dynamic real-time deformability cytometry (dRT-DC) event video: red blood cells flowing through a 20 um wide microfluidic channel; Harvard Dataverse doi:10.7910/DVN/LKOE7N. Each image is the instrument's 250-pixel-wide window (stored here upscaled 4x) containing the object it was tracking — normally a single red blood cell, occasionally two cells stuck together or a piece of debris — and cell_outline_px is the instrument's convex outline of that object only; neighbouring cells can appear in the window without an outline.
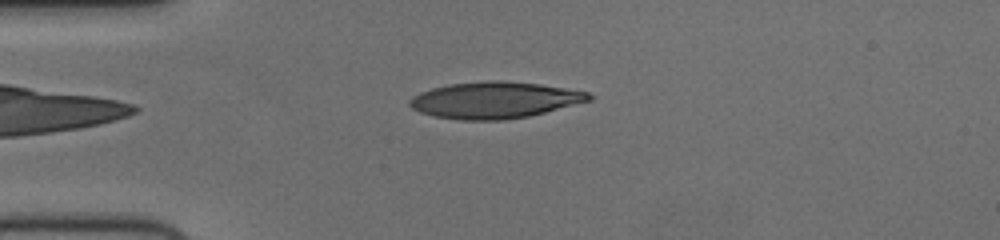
{"species": "human", "species_latin": "Homo sapiens", "temperature_condition": "cold", "stored_images_in_passage": 43, "camera_frame_rate_fps": 3000, "um_per_image_px": 0.085, "donor": {"sex": "female"}, "frame": {"image": 1, "passage_image": 2, "time_ms": 0.333, "image_size_px": [1000, 240], "cell_outline_px": [[596, 96], [592, 100], [528, 116], [504, 120], [464, 120], [436, 116], [420, 112], [412, 108], [408, 104], [408, 100], [412, 96], [420, 92], [432, 88], [448, 84], [488, 80], [500, 80], [540, 84], [588, 92]], "centroid_in_image_um": [42.04, 8.5], "position_along_channel_um": 43.0, "area_um2": 38.09}}
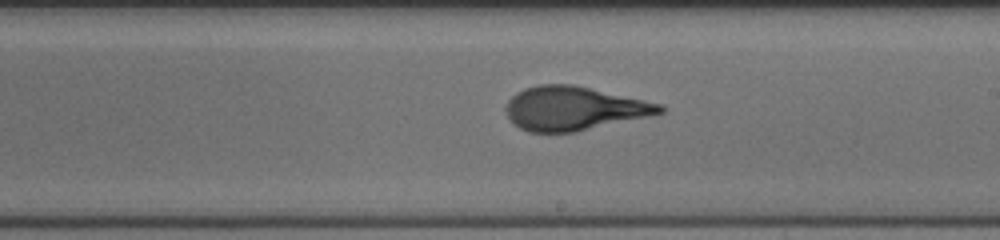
{"frame": {"image": 2, "passage_image": 20, "time_ms": 6.333, "image_size_px": [1000, 240], "cell_outline_px": [[664, 112], [576, 132], [528, 132], [512, 124], [504, 108], [508, 100], [516, 92], [524, 88], [540, 84], [572, 84], [660, 104], [664, 108]], "centroid_in_image_um": [48.69, 9.22], "position_along_channel_um": 240.3, "area_um2": 38.9}}
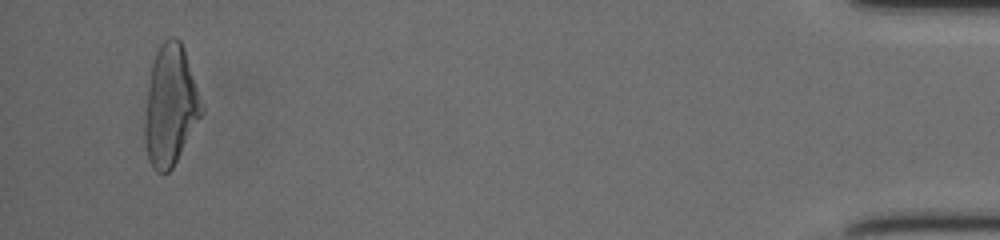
{"frame": {"image": 3, "passage_image": 41, "time_ms": 13.333, "image_size_px": [1000, 240], "cell_outline_px": [[204, 112], [172, 168], [168, 172], [156, 172], [152, 168], [148, 160], [144, 144], [144, 120], [148, 88], [152, 60], [160, 44], [168, 36], [176, 36], [180, 40], [184, 48], [204, 108]], "centroid_in_image_um": [14.47, 8.97], "position_along_channel_um": 420.7, "area_um2": 40.06}, "authors_computed_cell_mechanics": {"area_um2": 38.7838, "velocity_mm_per_s": 3.7167, "shape_relaxation_time_tau1_ms": 3.5124, "shape_relaxation_time_tau2_ms": 0.8297, "deformation_change_tau1": 0.2136, "deformation_change_tau2": 0.0981}}